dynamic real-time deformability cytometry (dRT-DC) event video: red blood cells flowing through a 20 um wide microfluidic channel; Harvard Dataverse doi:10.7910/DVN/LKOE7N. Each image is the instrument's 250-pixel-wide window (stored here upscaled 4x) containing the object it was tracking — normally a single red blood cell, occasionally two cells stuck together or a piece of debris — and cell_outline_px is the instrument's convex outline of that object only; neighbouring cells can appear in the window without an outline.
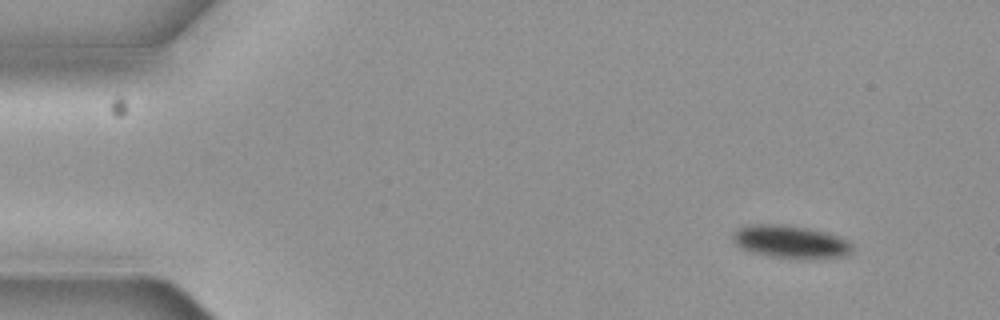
{"species": "common noctule bat (a hibernating species)", "species_latin": "Nyctalus noctula", "temperature_condition": "cold", "stored_images_in_passage": 8, "camera_frame_rate_fps": 3000, "um_per_image_px": 0.085, "animal": {"sex": "female", "body_mass_g": 19.3, "forearm_length_mm": 54.1}, "frame": {"image": 1, "passage_image": 1, "time_ms": 0.0, "image_size_px": [1000, 320], "cell_outline_px": [[852, 248], [848, 252], [840, 256], [804, 260], [768, 256], [752, 252], [740, 248], [736, 244], [732, 236], [732, 232], [748, 224], [784, 224], [808, 228], [836, 236], [844, 240]], "centroid_in_image_um": [67.08, 20.56], "position_along_channel_um": 17.9, "area_um2": 22.6}}
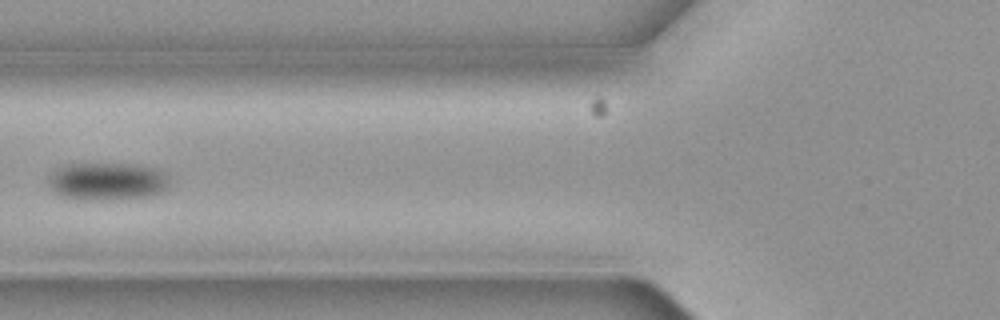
{"frame": {"image": 2, "passage_image": 5, "time_ms": 1.333, "image_size_px": [1000, 320], "cell_outline_px": [[168, 188], [164, 192], [156, 196], [104, 200], [80, 200], [60, 196], [48, 188], [48, 176], [56, 168], [64, 164], [124, 164], [152, 168], [164, 172], [168, 180]], "centroid_in_image_um": [9.06, 15.44], "position_along_channel_um": 116.7, "area_um2": 26.99}}
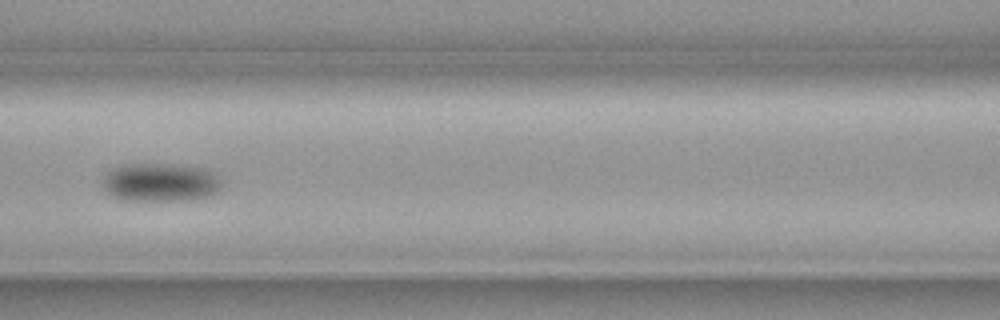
{"frame": {"image": 3, "passage_image": 6, "time_ms": 1.667, "image_size_px": [1000, 320], "cell_outline_px": [[224, 184], [212, 196], [192, 200], [124, 200], [108, 196], [100, 184], [100, 180], [112, 168], [136, 164], [176, 164], [208, 168], [224, 180]], "centroid_in_image_um": [13.67, 15.51], "position_along_channel_um": 152.9, "area_um2": 27.46}}